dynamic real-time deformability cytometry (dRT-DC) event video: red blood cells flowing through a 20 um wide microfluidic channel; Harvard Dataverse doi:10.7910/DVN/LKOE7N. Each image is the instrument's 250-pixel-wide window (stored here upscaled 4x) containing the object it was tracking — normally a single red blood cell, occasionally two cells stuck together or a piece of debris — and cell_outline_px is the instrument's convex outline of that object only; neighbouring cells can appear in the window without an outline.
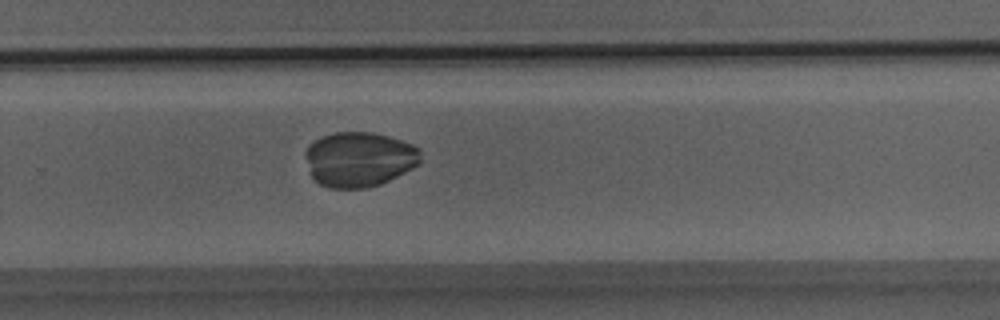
{"species": "Egyptian fruit bat (a non-hibernating species)", "species_latin": "Rousettus aegyptiacus", "temperature_condition": "room temperature", "stored_images_in_passage": 35, "camera_frame_rate_fps": 3000, "um_per_image_px": 0.085, "animal": {"sex": "male"}, "frame": {"image": 1, "passage_image": 24, "time_ms": 7.667, "image_size_px": [1000, 320], "cell_outline_px": [[420, 164], [380, 184], [364, 188], [328, 188], [320, 184], [312, 176], [304, 156], [304, 152], [308, 144], [320, 136], [332, 132], [372, 132], [388, 136], [412, 144], [420, 148]], "centroid_in_image_um": [30.5, 13.52], "position_along_channel_um": 299.3, "area_um2": 37.05}}
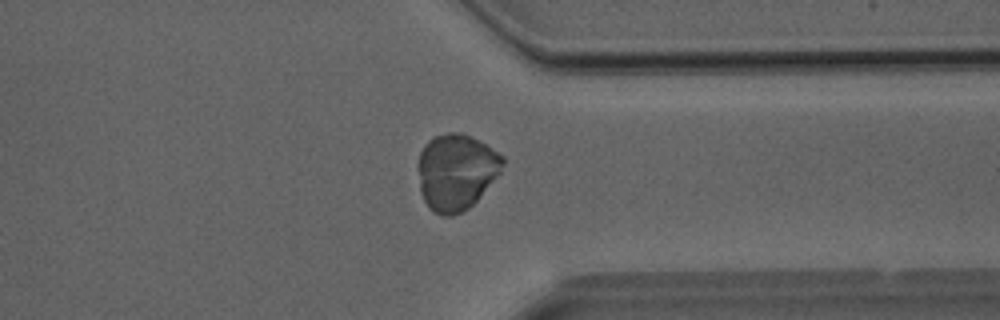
{"frame": {"image": 2, "passage_image": 28, "time_ms": 9.0, "image_size_px": [1000, 320], "cell_outline_px": [[504, 164], [500, 172], [476, 200], [468, 208], [452, 216], [440, 216], [432, 212], [428, 208], [420, 192], [416, 168], [416, 164], [420, 152], [424, 144], [432, 136], [448, 132], [464, 132], [504, 156]], "centroid_in_image_um": [38.71, 14.6], "position_along_channel_um": 372.7, "area_um2": 38.03}}
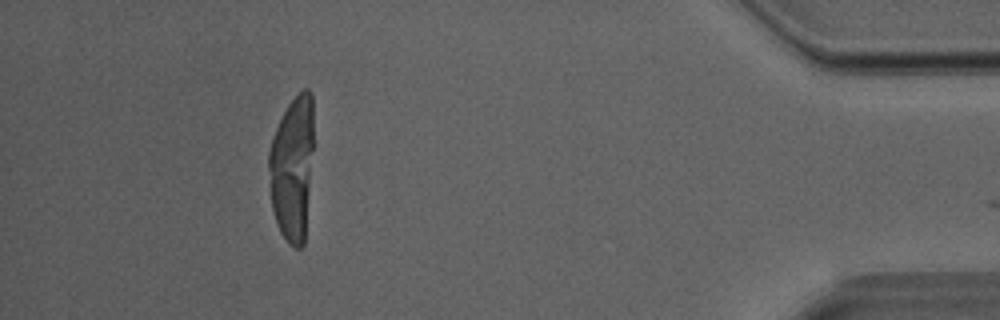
{"frame": {"image": 3, "passage_image": 33, "time_ms": 10.667, "image_size_px": [1000, 320], "cell_outline_px": [[312, 148], [304, 244], [300, 248], [296, 248], [288, 244], [280, 232], [272, 208], [268, 168], [268, 152], [276, 128], [288, 104], [304, 88], [308, 88], [312, 96]], "centroid_in_image_um": [24.82, 14.3], "position_along_channel_um": 410.4, "area_um2": 37.28}}